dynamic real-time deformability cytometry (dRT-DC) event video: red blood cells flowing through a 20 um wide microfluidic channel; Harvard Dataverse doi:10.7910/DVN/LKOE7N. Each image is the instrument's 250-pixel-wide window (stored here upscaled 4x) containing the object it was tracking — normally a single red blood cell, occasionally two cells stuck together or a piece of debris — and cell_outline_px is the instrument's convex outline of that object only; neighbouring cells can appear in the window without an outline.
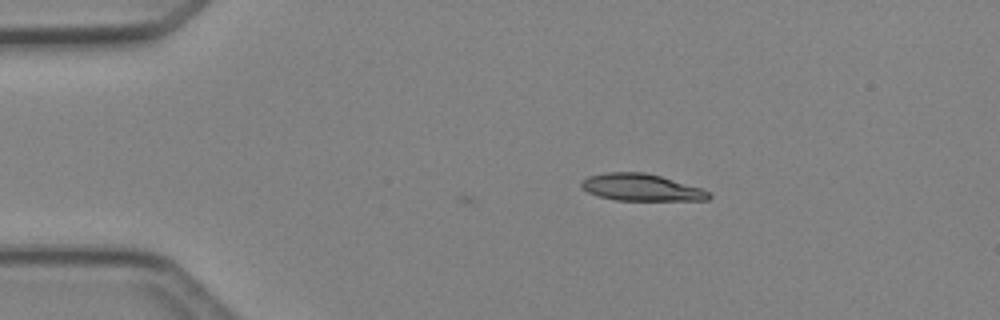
{"species": "Egyptian fruit bat (a non-hibernating species)", "species_latin": "Rousettus aegyptiacus", "temperature_condition": "cold", "stored_images_in_passage": 3, "camera_frame_rate_fps": 3000, "um_per_image_px": 0.085, "animal": {"sex": "female"}, "frame": {"image": 1, "passage_image": 1, "time_ms": 0.0, "image_size_px": [1000, 320], "cell_outline_px": [[712, 196], [708, 200], [616, 200], [600, 196], [588, 192], [580, 188], [580, 180], [588, 176], [604, 172], [644, 172], [660, 176], [700, 188], [708, 192]], "centroid_in_image_um": [54.44, 15.92], "position_along_channel_um": 30.6, "area_um2": 19.94}}